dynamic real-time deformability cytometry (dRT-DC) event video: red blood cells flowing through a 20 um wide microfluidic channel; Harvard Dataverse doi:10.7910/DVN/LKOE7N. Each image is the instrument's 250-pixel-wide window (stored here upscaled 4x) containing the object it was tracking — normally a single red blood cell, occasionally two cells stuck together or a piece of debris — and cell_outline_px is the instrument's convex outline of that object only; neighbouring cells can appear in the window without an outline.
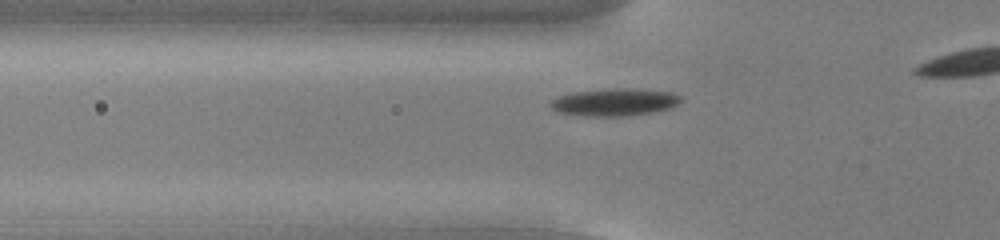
{"species": "common noctule bat (a hibernating species)", "species_latin": "Nyctalus noctula", "temperature_condition": "cold", "stored_images_in_passage": 21, "camera_frame_rate_fps": 3000, "um_per_image_px": 0.085, "animal": {"sex": "male", "body_mass_g": 13.0, "forearm_length_mm": 53.1}, "frame": {"image": 1, "passage_image": 8, "time_ms": 2.333, "image_size_px": [1000, 240], "cell_outline_px": [[684, 100], [668, 108], [652, 112], [628, 116], [584, 116], [556, 112], [548, 104], [552, 100], [560, 96], [572, 92], [616, 88], [628, 88], [672, 92], [680, 96]], "centroid_in_image_um": [52.22, 8.69], "position_along_channel_um": 73.6, "area_um2": 20.81}}
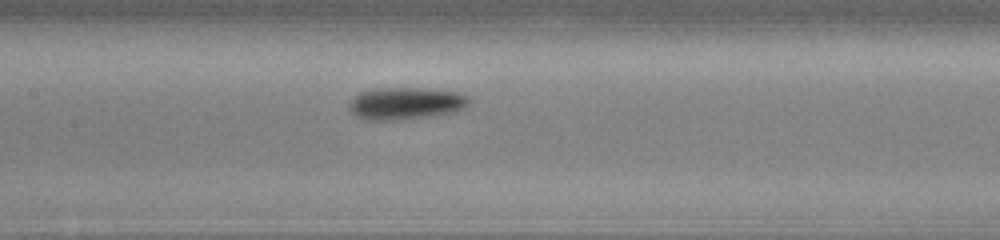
{"frame": {"image": 2, "passage_image": 16, "time_ms": 5.0, "image_size_px": [1000, 240], "cell_outline_px": [[468, 104], [452, 112], [428, 116], [400, 120], [364, 120], [356, 116], [348, 108], [348, 104], [360, 92], [376, 88], [424, 88], [456, 92], [468, 96]], "centroid_in_image_um": [34.42, 8.79], "position_along_channel_um": 173.0, "area_um2": 22.25}}
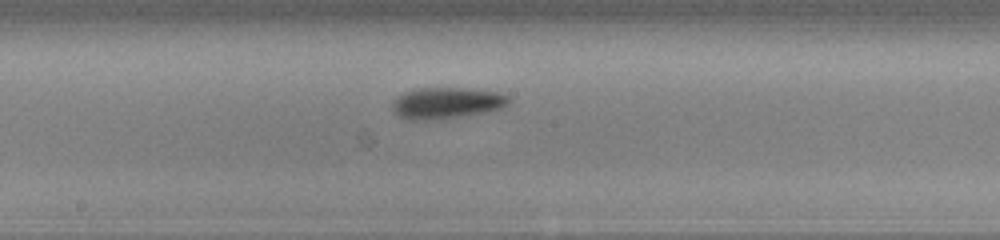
{"frame": {"image": 3, "passage_image": 19, "time_ms": 6.0, "image_size_px": [1000, 240], "cell_outline_px": [[512, 100], [504, 108], [484, 112], [460, 116], [432, 120], [408, 120], [400, 116], [392, 108], [392, 100], [404, 92], [416, 88], [464, 88], [500, 92], [508, 96]], "centroid_in_image_um": [37.98, 8.75], "position_along_channel_um": 210.2, "area_um2": 21.33}}